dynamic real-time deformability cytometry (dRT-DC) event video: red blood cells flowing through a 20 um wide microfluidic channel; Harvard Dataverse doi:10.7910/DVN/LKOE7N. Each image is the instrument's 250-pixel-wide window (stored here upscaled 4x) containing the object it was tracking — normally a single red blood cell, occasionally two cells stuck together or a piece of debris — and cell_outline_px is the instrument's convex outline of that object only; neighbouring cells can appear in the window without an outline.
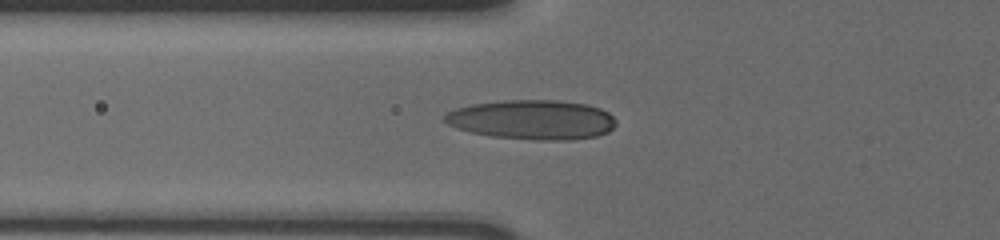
{"species": "human", "species_latin": "Homo sapiens", "temperature_condition": "cold", "stored_images_in_passage": 36, "camera_frame_rate_fps": 3000, "um_per_image_px": 0.085, "donor": {"sex": "male"}, "frame": {"image": 1, "passage_image": 2, "time_ms": 0.333, "image_size_px": [1000, 240], "cell_outline_px": [[616, 124], [608, 132], [596, 136], [572, 140], [532, 140], [492, 136], [472, 132], [456, 128], [448, 124], [444, 120], [444, 116], [448, 112], [456, 108], [472, 104], [504, 100], [560, 100], [588, 104], [600, 108], [608, 112], [616, 120]], "centroid_in_image_um": [45.27, 10.17], "position_along_channel_um": 80.5, "area_um2": 39.65}}
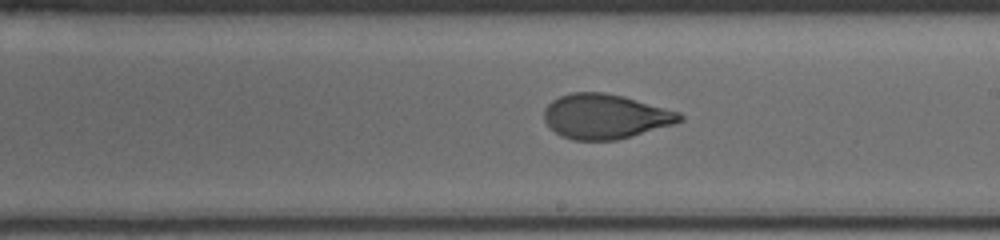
{"frame": {"image": 2, "passage_image": 15, "time_ms": 4.667, "image_size_px": [1000, 240], "cell_outline_px": [[684, 120], [672, 124], [632, 136], [616, 140], [572, 140], [560, 136], [544, 120], [544, 108], [552, 100], [560, 96], [572, 92], [604, 92], [624, 96], [680, 112], [684, 116]], "centroid_in_image_um": [51.44, 9.89], "position_along_channel_um": 237.6, "area_um2": 35.32}}
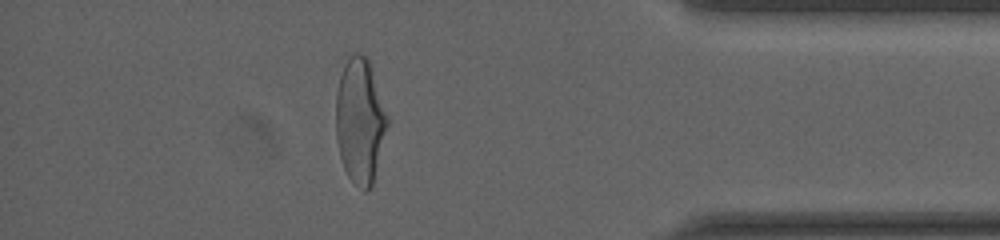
{"frame": {"image": 3, "passage_image": 31, "time_ms": 10.0, "image_size_px": [1000, 240], "cell_outline_px": [[388, 124], [372, 184], [364, 192], [348, 176], [344, 168], [340, 156], [336, 140], [336, 92], [340, 76], [344, 64], [348, 56], [356, 52], [360, 52], [368, 60], [388, 116]], "centroid_in_image_um": [30.58, 10.25], "position_along_channel_um": 404.6, "area_um2": 37.11}}